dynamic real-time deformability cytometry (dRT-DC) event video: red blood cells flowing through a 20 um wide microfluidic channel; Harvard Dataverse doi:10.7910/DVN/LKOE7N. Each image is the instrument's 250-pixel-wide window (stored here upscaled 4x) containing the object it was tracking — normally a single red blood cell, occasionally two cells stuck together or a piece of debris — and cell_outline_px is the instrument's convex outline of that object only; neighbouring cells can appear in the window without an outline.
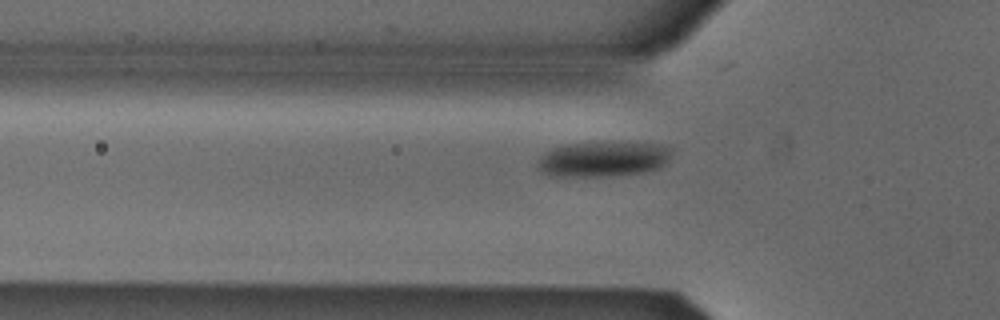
{"species": "Egyptian fruit bat (a non-hibernating species)", "species_latin": "Rousettus aegyptiacus", "temperature_condition": "cold", "stored_images_in_passage": 35, "camera_frame_rate_fps": 3000, "um_per_image_px": 0.085, "animal": {"sex": "male"}, "frame": {"image": 1, "passage_image": 6, "time_ms": 1.667, "image_size_px": [1000, 320], "cell_outline_px": [[672, 152], [668, 160], [660, 168], [644, 172], [620, 176], [548, 176], [536, 168], [536, 164], [540, 156], [544, 152], [552, 148], [564, 144], [600, 140], [668, 144], [672, 148]], "centroid_in_image_um": [51.28, 13.48], "position_along_channel_um": 74.5, "area_um2": 28.96}}
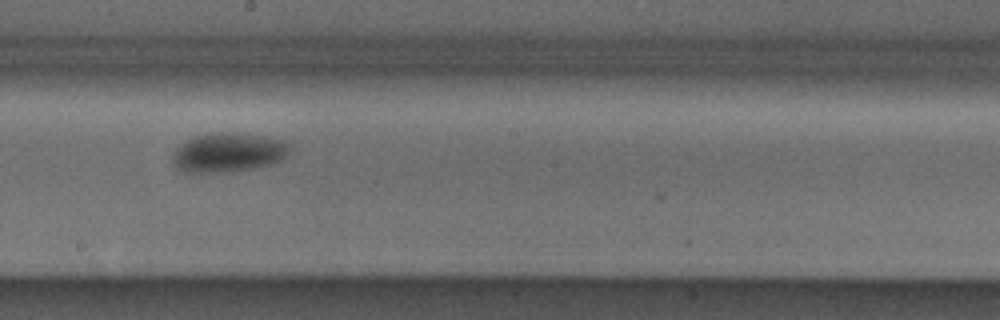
{"frame": {"image": 2, "passage_image": 18, "time_ms": 5.667, "image_size_px": [1000, 320], "cell_outline_px": [[292, 152], [284, 160], [272, 164], [256, 168], [224, 172], [180, 172], [172, 164], [172, 156], [176, 148], [180, 144], [192, 136], [208, 132], [244, 132], [284, 140], [288, 144]], "centroid_in_image_um": [19.42, 12.94], "position_along_channel_um": 228.8, "area_um2": 27.69}}
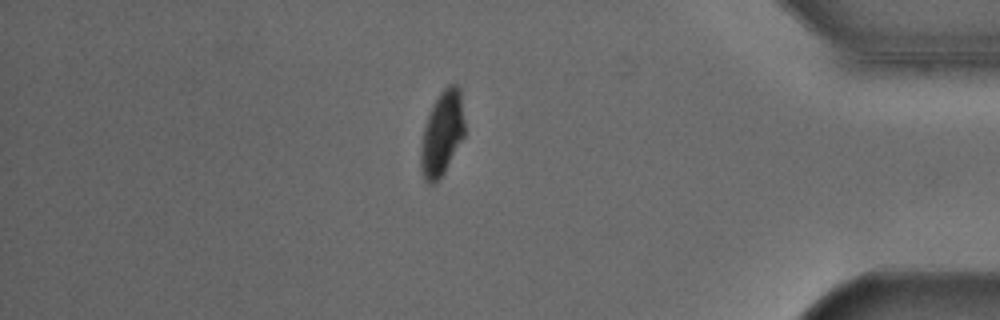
{"frame": {"image": 3, "passage_image": 34, "time_ms": 11.0, "image_size_px": [1000, 320], "cell_outline_px": [[464, 136], [444, 172], [436, 184], [428, 184], [424, 180], [420, 168], [420, 148], [424, 128], [432, 104], [440, 92], [448, 84], [456, 84], [460, 88], [464, 120]], "centroid_in_image_um": [37.56, 11.36], "position_along_channel_um": 397.6, "area_um2": 21.68}}